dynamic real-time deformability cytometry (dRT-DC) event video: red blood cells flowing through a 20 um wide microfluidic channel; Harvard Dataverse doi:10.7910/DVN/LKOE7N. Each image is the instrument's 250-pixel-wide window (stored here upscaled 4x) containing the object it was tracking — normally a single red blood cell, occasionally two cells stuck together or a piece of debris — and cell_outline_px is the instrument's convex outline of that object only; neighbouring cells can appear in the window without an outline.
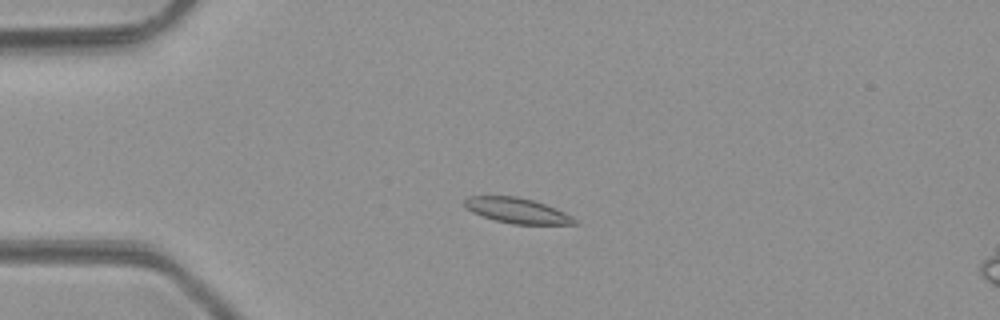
{"species": "common noctule bat (a hibernating species)", "species_latin": "Nyctalus noctula", "temperature_condition": "room temperature", "stored_images_in_passage": 5, "camera_frame_rate_fps": 3000, "um_per_image_px": 0.085, "animal": {"sex": "male", "body_mass_g": 23.1, "forearm_length_mm": 52.7}, "frame": {"image": 1, "passage_image": 4, "time_ms": 3.333, "image_size_px": [1000, 320], "cell_outline_px": [[580, 224], [512, 224], [496, 220], [472, 212], [464, 208], [464, 200], [468, 196], [516, 196], [532, 200], [556, 208], [572, 216]], "centroid_in_image_um": [43.94, 17.89], "position_along_channel_um": 41.1, "area_um2": 16.13}}